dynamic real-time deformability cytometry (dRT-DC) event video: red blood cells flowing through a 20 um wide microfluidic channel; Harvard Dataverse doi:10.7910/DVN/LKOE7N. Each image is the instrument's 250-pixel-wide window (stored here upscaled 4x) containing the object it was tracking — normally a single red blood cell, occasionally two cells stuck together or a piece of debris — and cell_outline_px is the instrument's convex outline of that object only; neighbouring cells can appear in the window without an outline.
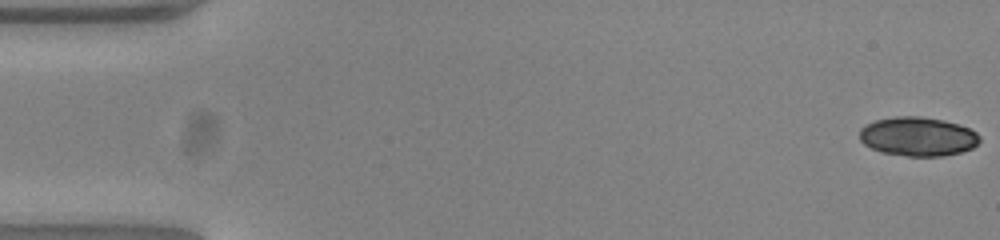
{"species": "common noctule bat (a hibernating species)", "species_latin": "Nyctalus noctula", "temperature_condition": "warm", "stored_images_in_passage": 53, "segment_of_instrument_passage": [1, 2], "camera_frame_rate_fps": 3000, "um_per_image_px": 0.085, "animal": {"sex": "female", "body_mass_g": 23.0, "forearm_length_mm": 53.4}, "frame": {"image": 1, "passage_image": 1, "time_ms": 0.0, "image_size_px": [1000, 240], "cell_outline_px": [[980, 140], [972, 148], [960, 152], [944, 156], [908, 156], [880, 152], [864, 144], [860, 140], [860, 128], [876, 120], [896, 116], [920, 116], [944, 120], [968, 128], [976, 132], [980, 136]], "centroid_in_image_um": [78.01, 11.6], "position_along_channel_um": 7.0, "area_um2": 27.22}}
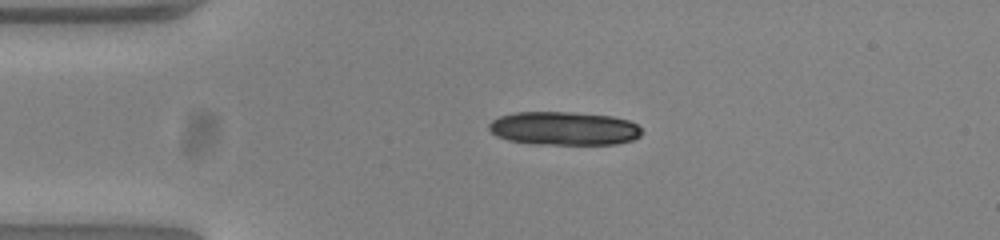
{"frame": {"image": 2, "passage_image": 12, "time_ms": 3.667, "image_size_px": [1000, 240], "cell_outline_px": [[640, 136], [632, 140], [616, 144], [528, 144], [508, 140], [496, 136], [488, 128], [488, 124], [492, 120], [500, 116], [516, 112], [572, 112], [612, 116], [628, 120], [636, 124], [640, 128]], "centroid_in_image_um": [47.9, 10.92], "position_along_channel_um": 37.1, "area_um2": 29.94}}